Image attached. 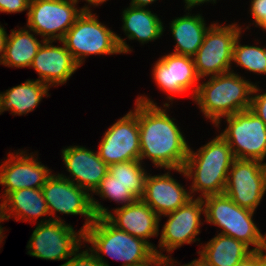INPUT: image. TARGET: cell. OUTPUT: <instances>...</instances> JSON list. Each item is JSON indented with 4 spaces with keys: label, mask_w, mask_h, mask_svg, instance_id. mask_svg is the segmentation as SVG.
Wrapping results in <instances>:
<instances>
[{
    "label": "cell",
    "mask_w": 266,
    "mask_h": 266,
    "mask_svg": "<svg viewBox=\"0 0 266 266\" xmlns=\"http://www.w3.org/2000/svg\"><path fill=\"white\" fill-rule=\"evenodd\" d=\"M138 100V126L140 135V161L149 159L157 168H183L189 144L174 118L167 114L170 102L157 106L146 95Z\"/></svg>",
    "instance_id": "cell-1"
},
{
    "label": "cell",
    "mask_w": 266,
    "mask_h": 266,
    "mask_svg": "<svg viewBox=\"0 0 266 266\" xmlns=\"http://www.w3.org/2000/svg\"><path fill=\"white\" fill-rule=\"evenodd\" d=\"M235 159L229 144L219 134L197 151L189 147L184 167L173 170L192 180L191 196L200 192L198 198H204L224 194L228 172Z\"/></svg>",
    "instance_id": "cell-2"
},
{
    "label": "cell",
    "mask_w": 266,
    "mask_h": 266,
    "mask_svg": "<svg viewBox=\"0 0 266 266\" xmlns=\"http://www.w3.org/2000/svg\"><path fill=\"white\" fill-rule=\"evenodd\" d=\"M233 71L200 83L193 98L202 114L216 127L221 118L250 109L254 84Z\"/></svg>",
    "instance_id": "cell-3"
},
{
    "label": "cell",
    "mask_w": 266,
    "mask_h": 266,
    "mask_svg": "<svg viewBox=\"0 0 266 266\" xmlns=\"http://www.w3.org/2000/svg\"><path fill=\"white\" fill-rule=\"evenodd\" d=\"M85 242L91 244L89 249L104 266H109L108 261L103 258L104 254L114 260L123 261L121 266L142 264L156 254L148 242L117 229L105 217H96L84 231V244Z\"/></svg>",
    "instance_id": "cell-4"
},
{
    "label": "cell",
    "mask_w": 266,
    "mask_h": 266,
    "mask_svg": "<svg viewBox=\"0 0 266 266\" xmlns=\"http://www.w3.org/2000/svg\"><path fill=\"white\" fill-rule=\"evenodd\" d=\"M91 10L85 9L62 39L77 64L81 66L90 55L130 53L132 50L125 38L99 22Z\"/></svg>",
    "instance_id": "cell-5"
},
{
    "label": "cell",
    "mask_w": 266,
    "mask_h": 266,
    "mask_svg": "<svg viewBox=\"0 0 266 266\" xmlns=\"http://www.w3.org/2000/svg\"><path fill=\"white\" fill-rule=\"evenodd\" d=\"M204 216L209 224L222 228L221 234L244 242L253 251L266 249V234L260 232L253 221L254 212L240 207L225 194L210 195L202 198Z\"/></svg>",
    "instance_id": "cell-6"
},
{
    "label": "cell",
    "mask_w": 266,
    "mask_h": 266,
    "mask_svg": "<svg viewBox=\"0 0 266 266\" xmlns=\"http://www.w3.org/2000/svg\"><path fill=\"white\" fill-rule=\"evenodd\" d=\"M42 219L36 225L26 248L30 256L45 260H68L78 249L84 248V232L60 220ZM45 220V221H44Z\"/></svg>",
    "instance_id": "cell-7"
},
{
    "label": "cell",
    "mask_w": 266,
    "mask_h": 266,
    "mask_svg": "<svg viewBox=\"0 0 266 266\" xmlns=\"http://www.w3.org/2000/svg\"><path fill=\"white\" fill-rule=\"evenodd\" d=\"M242 29L236 23L224 26L213 23L193 56L200 79L232 71L233 46Z\"/></svg>",
    "instance_id": "cell-8"
},
{
    "label": "cell",
    "mask_w": 266,
    "mask_h": 266,
    "mask_svg": "<svg viewBox=\"0 0 266 266\" xmlns=\"http://www.w3.org/2000/svg\"><path fill=\"white\" fill-rule=\"evenodd\" d=\"M79 0H30L26 27L44 41L61 42L85 10Z\"/></svg>",
    "instance_id": "cell-9"
},
{
    "label": "cell",
    "mask_w": 266,
    "mask_h": 266,
    "mask_svg": "<svg viewBox=\"0 0 266 266\" xmlns=\"http://www.w3.org/2000/svg\"><path fill=\"white\" fill-rule=\"evenodd\" d=\"M228 123L220 135L229 144L236 159L266 158V124L250 109L225 117Z\"/></svg>",
    "instance_id": "cell-10"
},
{
    "label": "cell",
    "mask_w": 266,
    "mask_h": 266,
    "mask_svg": "<svg viewBox=\"0 0 266 266\" xmlns=\"http://www.w3.org/2000/svg\"><path fill=\"white\" fill-rule=\"evenodd\" d=\"M51 220H62L56 212L85 217L83 232L95 221L91 195L88 191L75 185L58 174H52L42 187ZM53 215V216H52ZM54 217V218H53Z\"/></svg>",
    "instance_id": "cell-11"
},
{
    "label": "cell",
    "mask_w": 266,
    "mask_h": 266,
    "mask_svg": "<svg viewBox=\"0 0 266 266\" xmlns=\"http://www.w3.org/2000/svg\"><path fill=\"white\" fill-rule=\"evenodd\" d=\"M266 193V163L235 159L228 172L224 194L242 208L256 211Z\"/></svg>",
    "instance_id": "cell-12"
},
{
    "label": "cell",
    "mask_w": 266,
    "mask_h": 266,
    "mask_svg": "<svg viewBox=\"0 0 266 266\" xmlns=\"http://www.w3.org/2000/svg\"><path fill=\"white\" fill-rule=\"evenodd\" d=\"M134 108L103 133L97 152L108 166L140 159L138 100Z\"/></svg>",
    "instance_id": "cell-13"
},
{
    "label": "cell",
    "mask_w": 266,
    "mask_h": 266,
    "mask_svg": "<svg viewBox=\"0 0 266 266\" xmlns=\"http://www.w3.org/2000/svg\"><path fill=\"white\" fill-rule=\"evenodd\" d=\"M91 194V202L96 217H105L117 229L125 231L148 242L155 250L157 247L149 242V238L159 235L160 217L153 209L138 199L132 204L113 208V212L103 207Z\"/></svg>",
    "instance_id": "cell-14"
},
{
    "label": "cell",
    "mask_w": 266,
    "mask_h": 266,
    "mask_svg": "<svg viewBox=\"0 0 266 266\" xmlns=\"http://www.w3.org/2000/svg\"><path fill=\"white\" fill-rule=\"evenodd\" d=\"M201 214H204V203L202 198L197 197L190 199L175 211L164 215L168 217V220L162 227L158 244L160 251L156 249L155 253L166 257L161 251L171 254L184 244L200 241L196 236L199 235L200 227L203 225Z\"/></svg>",
    "instance_id": "cell-15"
},
{
    "label": "cell",
    "mask_w": 266,
    "mask_h": 266,
    "mask_svg": "<svg viewBox=\"0 0 266 266\" xmlns=\"http://www.w3.org/2000/svg\"><path fill=\"white\" fill-rule=\"evenodd\" d=\"M152 75L158 88L169 95L167 96L169 101H173V97L185 94L189 90L193 99L198 90L197 83L201 80L196 72L193 57L172 52L156 61Z\"/></svg>",
    "instance_id": "cell-16"
},
{
    "label": "cell",
    "mask_w": 266,
    "mask_h": 266,
    "mask_svg": "<svg viewBox=\"0 0 266 266\" xmlns=\"http://www.w3.org/2000/svg\"><path fill=\"white\" fill-rule=\"evenodd\" d=\"M16 153V154H15ZM8 158L0 164V185L4 186L2 199L10 192L24 188H42L46 180L52 175L34 153L27 154L26 150L10 153Z\"/></svg>",
    "instance_id": "cell-17"
},
{
    "label": "cell",
    "mask_w": 266,
    "mask_h": 266,
    "mask_svg": "<svg viewBox=\"0 0 266 266\" xmlns=\"http://www.w3.org/2000/svg\"><path fill=\"white\" fill-rule=\"evenodd\" d=\"M61 153L70 175H59L92 194L107 175L109 166L99 157L98 152L83 146H67Z\"/></svg>",
    "instance_id": "cell-18"
},
{
    "label": "cell",
    "mask_w": 266,
    "mask_h": 266,
    "mask_svg": "<svg viewBox=\"0 0 266 266\" xmlns=\"http://www.w3.org/2000/svg\"><path fill=\"white\" fill-rule=\"evenodd\" d=\"M52 43L53 41L42 43L30 66L38 73L37 80L49 87L67 83L80 67L62 41V46H55Z\"/></svg>",
    "instance_id": "cell-19"
},
{
    "label": "cell",
    "mask_w": 266,
    "mask_h": 266,
    "mask_svg": "<svg viewBox=\"0 0 266 266\" xmlns=\"http://www.w3.org/2000/svg\"><path fill=\"white\" fill-rule=\"evenodd\" d=\"M167 172L162 175L147 174L144 186V193L141 200L149 205L154 212L161 216L169 214L179 207L183 206L190 199V191L179 184L176 179L170 175L173 169H165ZM169 171V172H168Z\"/></svg>",
    "instance_id": "cell-20"
},
{
    "label": "cell",
    "mask_w": 266,
    "mask_h": 266,
    "mask_svg": "<svg viewBox=\"0 0 266 266\" xmlns=\"http://www.w3.org/2000/svg\"><path fill=\"white\" fill-rule=\"evenodd\" d=\"M4 216L5 220L10 217L17 222L37 221L39 217H49L50 214L44 199L42 188H24L10 192L4 198Z\"/></svg>",
    "instance_id": "cell-21"
},
{
    "label": "cell",
    "mask_w": 266,
    "mask_h": 266,
    "mask_svg": "<svg viewBox=\"0 0 266 266\" xmlns=\"http://www.w3.org/2000/svg\"><path fill=\"white\" fill-rule=\"evenodd\" d=\"M50 87L39 80L28 79L5 92H0V115L10 111L12 115H27L39 105L43 97H48Z\"/></svg>",
    "instance_id": "cell-22"
},
{
    "label": "cell",
    "mask_w": 266,
    "mask_h": 266,
    "mask_svg": "<svg viewBox=\"0 0 266 266\" xmlns=\"http://www.w3.org/2000/svg\"><path fill=\"white\" fill-rule=\"evenodd\" d=\"M201 14L192 15L190 12L176 17L170 23V31L176 45L172 53L193 57L202 45L209 27L206 26Z\"/></svg>",
    "instance_id": "cell-23"
},
{
    "label": "cell",
    "mask_w": 266,
    "mask_h": 266,
    "mask_svg": "<svg viewBox=\"0 0 266 266\" xmlns=\"http://www.w3.org/2000/svg\"><path fill=\"white\" fill-rule=\"evenodd\" d=\"M122 22L127 39L137 40L142 45L159 39L165 31L161 19L148 8L129 5L122 12Z\"/></svg>",
    "instance_id": "cell-24"
},
{
    "label": "cell",
    "mask_w": 266,
    "mask_h": 266,
    "mask_svg": "<svg viewBox=\"0 0 266 266\" xmlns=\"http://www.w3.org/2000/svg\"><path fill=\"white\" fill-rule=\"evenodd\" d=\"M201 248L197 253L211 266H235L253 252L244 242L221 233Z\"/></svg>",
    "instance_id": "cell-25"
},
{
    "label": "cell",
    "mask_w": 266,
    "mask_h": 266,
    "mask_svg": "<svg viewBox=\"0 0 266 266\" xmlns=\"http://www.w3.org/2000/svg\"><path fill=\"white\" fill-rule=\"evenodd\" d=\"M27 27L11 30L7 37L5 54L0 64L6 67L30 68L33 58L44 42L34 37Z\"/></svg>",
    "instance_id": "cell-26"
},
{
    "label": "cell",
    "mask_w": 266,
    "mask_h": 266,
    "mask_svg": "<svg viewBox=\"0 0 266 266\" xmlns=\"http://www.w3.org/2000/svg\"><path fill=\"white\" fill-rule=\"evenodd\" d=\"M108 172L138 199H141L148 173L140 160L111 164Z\"/></svg>",
    "instance_id": "cell-27"
},
{
    "label": "cell",
    "mask_w": 266,
    "mask_h": 266,
    "mask_svg": "<svg viewBox=\"0 0 266 266\" xmlns=\"http://www.w3.org/2000/svg\"><path fill=\"white\" fill-rule=\"evenodd\" d=\"M241 34L236 38L233 46L232 62L247 71L266 75V46L241 45Z\"/></svg>",
    "instance_id": "cell-28"
},
{
    "label": "cell",
    "mask_w": 266,
    "mask_h": 266,
    "mask_svg": "<svg viewBox=\"0 0 266 266\" xmlns=\"http://www.w3.org/2000/svg\"><path fill=\"white\" fill-rule=\"evenodd\" d=\"M99 195L103 199L112 200L118 205L122 204L121 207L134 203L138 198L124 185L116 180L109 172L101 180L99 186L95 189L93 194Z\"/></svg>",
    "instance_id": "cell-29"
},
{
    "label": "cell",
    "mask_w": 266,
    "mask_h": 266,
    "mask_svg": "<svg viewBox=\"0 0 266 266\" xmlns=\"http://www.w3.org/2000/svg\"><path fill=\"white\" fill-rule=\"evenodd\" d=\"M83 251L79 249L62 265L60 266H104L97 256L87 247ZM80 251V252H79Z\"/></svg>",
    "instance_id": "cell-30"
},
{
    "label": "cell",
    "mask_w": 266,
    "mask_h": 266,
    "mask_svg": "<svg viewBox=\"0 0 266 266\" xmlns=\"http://www.w3.org/2000/svg\"><path fill=\"white\" fill-rule=\"evenodd\" d=\"M254 83L250 110L266 124V92L258 93L261 89Z\"/></svg>",
    "instance_id": "cell-31"
},
{
    "label": "cell",
    "mask_w": 266,
    "mask_h": 266,
    "mask_svg": "<svg viewBox=\"0 0 266 266\" xmlns=\"http://www.w3.org/2000/svg\"><path fill=\"white\" fill-rule=\"evenodd\" d=\"M30 0H0V13H20L29 10Z\"/></svg>",
    "instance_id": "cell-32"
},
{
    "label": "cell",
    "mask_w": 266,
    "mask_h": 266,
    "mask_svg": "<svg viewBox=\"0 0 266 266\" xmlns=\"http://www.w3.org/2000/svg\"><path fill=\"white\" fill-rule=\"evenodd\" d=\"M250 15L254 19L255 26L266 15V0H251Z\"/></svg>",
    "instance_id": "cell-33"
},
{
    "label": "cell",
    "mask_w": 266,
    "mask_h": 266,
    "mask_svg": "<svg viewBox=\"0 0 266 266\" xmlns=\"http://www.w3.org/2000/svg\"><path fill=\"white\" fill-rule=\"evenodd\" d=\"M235 266H259V251H253Z\"/></svg>",
    "instance_id": "cell-34"
},
{
    "label": "cell",
    "mask_w": 266,
    "mask_h": 266,
    "mask_svg": "<svg viewBox=\"0 0 266 266\" xmlns=\"http://www.w3.org/2000/svg\"><path fill=\"white\" fill-rule=\"evenodd\" d=\"M7 37H8V34L6 33L4 27L0 25V62L3 59L4 54H5Z\"/></svg>",
    "instance_id": "cell-35"
},
{
    "label": "cell",
    "mask_w": 266,
    "mask_h": 266,
    "mask_svg": "<svg viewBox=\"0 0 266 266\" xmlns=\"http://www.w3.org/2000/svg\"><path fill=\"white\" fill-rule=\"evenodd\" d=\"M217 0H184L185 3V8L186 10H192L193 7L198 6V5H203L204 3L207 2H212L213 4L216 3Z\"/></svg>",
    "instance_id": "cell-36"
},
{
    "label": "cell",
    "mask_w": 266,
    "mask_h": 266,
    "mask_svg": "<svg viewBox=\"0 0 266 266\" xmlns=\"http://www.w3.org/2000/svg\"><path fill=\"white\" fill-rule=\"evenodd\" d=\"M163 258H164V256H160L158 254H155L150 260H148L142 264L135 265V266H160L161 260Z\"/></svg>",
    "instance_id": "cell-37"
},
{
    "label": "cell",
    "mask_w": 266,
    "mask_h": 266,
    "mask_svg": "<svg viewBox=\"0 0 266 266\" xmlns=\"http://www.w3.org/2000/svg\"><path fill=\"white\" fill-rule=\"evenodd\" d=\"M157 0H131L130 5L135 7H143L153 4Z\"/></svg>",
    "instance_id": "cell-38"
},
{
    "label": "cell",
    "mask_w": 266,
    "mask_h": 266,
    "mask_svg": "<svg viewBox=\"0 0 266 266\" xmlns=\"http://www.w3.org/2000/svg\"><path fill=\"white\" fill-rule=\"evenodd\" d=\"M183 266H211L201 255L199 259H194L193 261L184 264Z\"/></svg>",
    "instance_id": "cell-39"
},
{
    "label": "cell",
    "mask_w": 266,
    "mask_h": 266,
    "mask_svg": "<svg viewBox=\"0 0 266 266\" xmlns=\"http://www.w3.org/2000/svg\"><path fill=\"white\" fill-rule=\"evenodd\" d=\"M169 255H167L166 257H164L162 260H161V264L160 266H176L175 264L177 263L179 266L180 263H178L177 261H175L174 259H172V257H170ZM175 263V264H174ZM180 266H183V265H180Z\"/></svg>",
    "instance_id": "cell-40"
},
{
    "label": "cell",
    "mask_w": 266,
    "mask_h": 266,
    "mask_svg": "<svg viewBox=\"0 0 266 266\" xmlns=\"http://www.w3.org/2000/svg\"><path fill=\"white\" fill-rule=\"evenodd\" d=\"M86 3H88V5L83 6L85 9H90V7H92L91 5L94 6H99L100 4L108 1V0H84ZM90 5V7H89Z\"/></svg>",
    "instance_id": "cell-41"
},
{
    "label": "cell",
    "mask_w": 266,
    "mask_h": 266,
    "mask_svg": "<svg viewBox=\"0 0 266 266\" xmlns=\"http://www.w3.org/2000/svg\"><path fill=\"white\" fill-rule=\"evenodd\" d=\"M259 266H266V249L259 251Z\"/></svg>",
    "instance_id": "cell-42"
},
{
    "label": "cell",
    "mask_w": 266,
    "mask_h": 266,
    "mask_svg": "<svg viewBox=\"0 0 266 266\" xmlns=\"http://www.w3.org/2000/svg\"><path fill=\"white\" fill-rule=\"evenodd\" d=\"M4 199H1V203H0V224L1 222H4L5 220V216H4V201H2Z\"/></svg>",
    "instance_id": "cell-43"
},
{
    "label": "cell",
    "mask_w": 266,
    "mask_h": 266,
    "mask_svg": "<svg viewBox=\"0 0 266 266\" xmlns=\"http://www.w3.org/2000/svg\"><path fill=\"white\" fill-rule=\"evenodd\" d=\"M256 27H259L266 32V15L261 19V21L256 25Z\"/></svg>",
    "instance_id": "cell-44"
},
{
    "label": "cell",
    "mask_w": 266,
    "mask_h": 266,
    "mask_svg": "<svg viewBox=\"0 0 266 266\" xmlns=\"http://www.w3.org/2000/svg\"><path fill=\"white\" fill-rule=\"evenodd\" d=\"M4 229H5V228L2 227V226L0 225V244L3 243L2 241H4V240H3L4 237H5V236L3 235V234H4L3 232L5 231Z\"/></svg>",
    "instance_id": "cell-45"
}]
</instances>
